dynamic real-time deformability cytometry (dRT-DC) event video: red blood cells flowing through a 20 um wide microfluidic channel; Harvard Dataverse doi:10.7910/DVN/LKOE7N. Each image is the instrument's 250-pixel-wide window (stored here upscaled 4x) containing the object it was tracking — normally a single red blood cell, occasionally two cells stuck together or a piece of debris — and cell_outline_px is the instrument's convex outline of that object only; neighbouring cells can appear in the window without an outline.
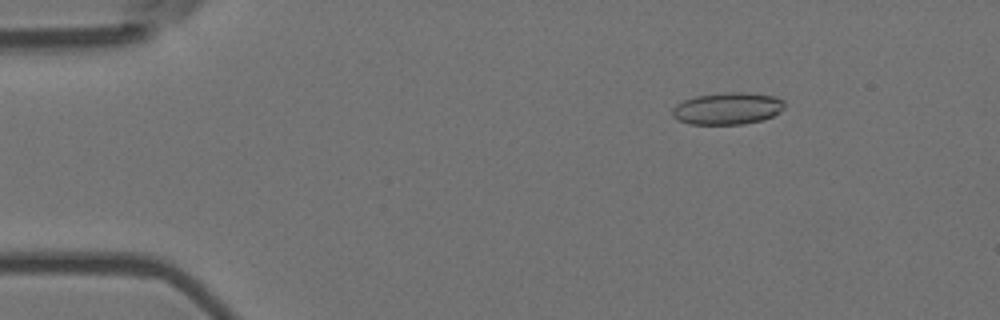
{"species": "Egyptian fruit bat (a non-hibernating species)", "species_latin": "Rousettus aegyptiacus", "temperature_condition": "room temperature", "stored_images_in_passage": 12, "camera_frame_rate_fps": 3000, "um_per_image_px": 0.085, "animal": {"sex": "female"}, "frame": {"image": 1, "passage_image": 8, "time_ms": 2.333, "image_size_px": [1000, 320], "cell_outline_px": [[784, 108], [772, 116], [760, 120], [744, 124], [688, 124], [676, 120], [672, 116], [672, 108], [676, 104], [684, 100], [696, 96], [728, 92], [740, 92], [776, 96], [784, 100]], "centroid_in_image_um": [61.81, 9.22], "position_along_channel_um": 23.2, "area_um2": 20.92}}